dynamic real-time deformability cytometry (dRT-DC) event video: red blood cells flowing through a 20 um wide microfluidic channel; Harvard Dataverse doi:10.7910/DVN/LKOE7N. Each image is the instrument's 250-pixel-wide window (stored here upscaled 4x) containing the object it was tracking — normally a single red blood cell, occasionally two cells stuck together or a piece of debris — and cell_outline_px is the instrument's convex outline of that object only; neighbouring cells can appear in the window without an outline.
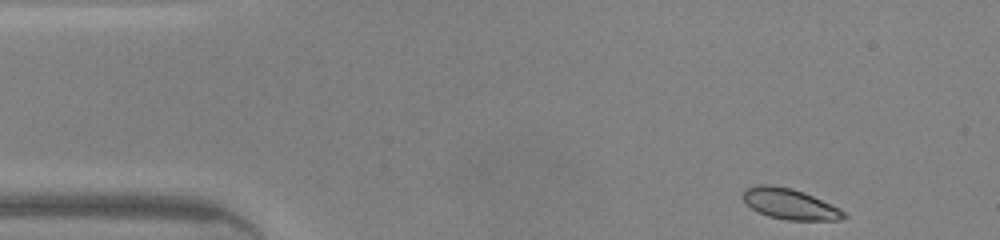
{"species": "common noctule bat (a hibernating species)", "species_latin": "Nyctalus noctula", "temperature_condition": "warm", "stored_images_in_passage": 22, "camera_frame_rate_fps": 3000, "um_per_image_px": 0.085, "animal": {"sex": "male", "body_mass_g": 20.0, "forearm_length_mm": 53.3}, "frame": {"image": 1, "passage_image": 1, "time_ms": 0.0, "image_size_px": [1000, 240], "cell_outline_px": [[848, 216], [840, 220], [788, 220], [768, 216], [756, 212], [744, 200], [744, 192], [748, 188], [756, 184], [772, 184], [792, 188], [804, 192], [840, 208]], "centroid_in_image_um": [67.15, 17.33], "position_along_channel_um": 17.8, "area_um2": 18.03}}
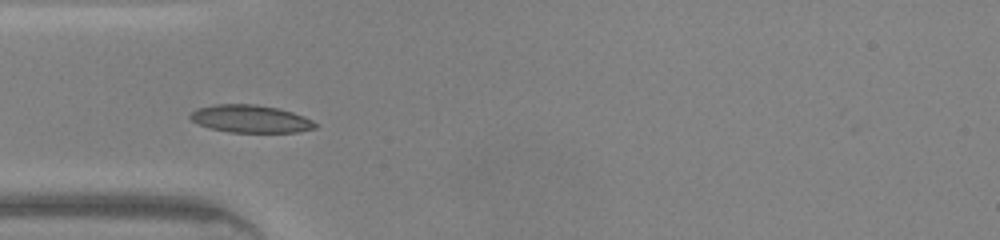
{"frame": {"image": 2, "passage_image": 10, "time_ms": 3.0, "image_size_px": [1000, 240], "cell_outline_px": [[316, 128], [296, 132], [228, 132], [212, 128], [200, 124], [192, 120], [188, 116], [196, 108], [216, 104], [256, 104], [280, 108], [304, 116], [312, 120], [316, 124]], "centroid_in_image_um": [21.3, 10.09], "position_along_channel_um": 63.7, "area_um2": 20.06}}
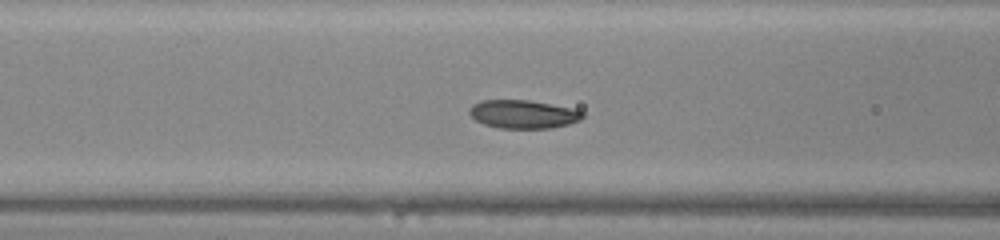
{"frame": {"image": 3, "passage_image": 14, "time_ms": 4.333, "image_size_px": [1000, 240], "cell_outline_px": [[584, 116], [580, 120], [568, 124], [552, 128], [500, 128], [484, 124], [476, 120], [468, 112], [468, 108], [472, 104], [480, 100], [528, 100], [572, 108], [584, 112]], "centroid_in_image_um": [44.45, 9.7], "position_along_channel_um": 122.1, "area_um2": 18.73}}